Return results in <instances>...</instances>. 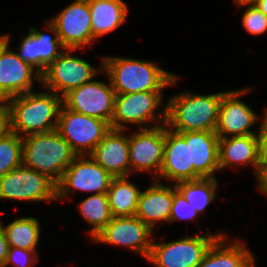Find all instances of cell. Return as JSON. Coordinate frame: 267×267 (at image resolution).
<instances>
[{
	"instance_id": "obj_18",
	"label": "cell",
	"mask_w": 267,
	"mask_h": 267,
	"mask_svg": "<svg viewBox=\"0 0 267 267\" xmlns=\"http://www.w3.org/2000/svg\"><path fill=\"white\" fill-rule=\"evenodd\" d=\"M189 143L194 180L213 178L219 167V137L215 131L178 132Z\"/></svg>"
},
{
	"instance_id": "obj_16",
	"label": "cell",
	"mask_w": 267,
	"mask_h": 267,
	"mask_svg": "<svg viewBox=\"0 0 267 267\" xmlns=\"http://www.w3.org/2000/svg\"><path fill=\"white\" fill-rule=\"evenodd\" d=\"M248 90L250 91V88L227 91L223 94L215 129L219 138H225L227 134L229 136L255 134V131L252 132L249 128L255 124L259 117L248 105L238 99Z\"/></svg>"
},
{
	"instance_id": "obj_35",
	"label": "cell",
	"mask_w": 267,
	"mask_h": 267,
	"mask_svg": "<svg viewBox=\"0 0 267 267\" xmlns=\"http://www.w3.org/2000/svg\"><path fill=\"white\" fill-rule=\"evenodd\" d=\"M9 250V244L4 230L0 225V267H3Z\"/></svg>"
},
{
	"instance_id": "obj_5",
	"label": "cell",
	"mask_w": 267,
	"mask_h": 267,
	"mask_svg": "<svg viewBox=\"0 0 267 267\" xmlns=\"http://www.w3.org/2000/svg\"><path fill=\"white\" fill-rule=\"evenodd\" d=\"M110 129L107 121L61 106L56 130L77 156L85 155V151L90 155Z\"/></svg>"
},
{
	"instance_id": "obj_29",
	"label": "cell",
	"mask_w": 267,
	"mask_h": 267,
	"mask_svg": "<svg viewBox=\"0 0 267 267\" xmlns=\"http://www.w3.org/2000/svg\"><path fill=\"white\" fill-rule=\"evenodd\" d=\"M22 165V137L10 131L0 136V177Z\"/></svg>"
},
{
	"instance_id": "obj_24",
	"label": "cell",
	"mask_w": 267,
	"mask_h": 267,
	"mask_svg": "<svg viewBox=\"0 0 267 267\" xmlns=\"http://www.w3.org/2000/svg\"><path fill=\"white\" fill-rule=\"evenodd\" d=\"M88 5L94 39L110 33L126 20L128 6L123 0H88Z\"/></svg>"
},
{
	"instance_id": "obj_31",
	"label": "cell",
	"mask_w": 267,
	"mask_h": 267,
	"mask_svg": "<svg viewBox=\"0 0 267 267\" xmlns=\"http://www.w3.org/2000/svg\"><path fill=\"white\" fill-rule=\"evenodd\" d=\"M174 187V197L170 212L169 223L178 219H193L199 213L186 201L182 194Z\"/></svg>"
},
{
	"instance_id": "obj_17",
	"label": "cell",
	"mask_w": 267,
	"mask_h": 267,
	"mask_svg": "<svg viewBox=\"0 0 267 267\" xmlns=\"http://www.w3.org/2000/svg\"><path fill=\"white\" fill-rule=\"evenodd\" d=\"M53 31L54 38L50 35L30 28L29 35L23 37L18 56L25 62L36 68L35 78L41 81V74L63 52L64 48L57 35L55 26L49 21L46 26ZM60 48L61 51H57Z\"/></svg>"
},
{
	"instance_id": "obj_15",
	"label": "cell",
	"mask_w": 267,
	"mask_h": 267,
	"mask_svg": "<svg viewBox=\"0 0 267 267\" xmlns=\"http://www.w3.org/2000/svg\"><path fill=\"white\" fill-rule=\"evenodd\" d=\"M0 46V98H10L31 92L35 68L9 50V35Z\"/></svg>"
},
{
	"instance_id": "obj_22",
	"label": "cell",
	"mask_w": 267,
	"mask_h": 267,
	"mask_svg": "<svg viewBox=\"0 0 267 267\" xmlns=\"http://www.w3.org/2000/svg\"><path fill=\"white\" fill-rule=\"evenodd\" d=\"M258 137L257 134L219 138L220 170L238 164L252 165L258 169Z\"/></svg>"
},
{
	"instance_id": "obj_26",
	"label": "cell",
	"mask_w": 267,
	"mask_h": 267,
	"mask_svg": "<svg viewBox=\"0 0 267 267\" xmlns=\"http://www.w3.org/2000/svg\"><path fill=\"white\" fill-rule=\"evenodd\" d=\"M5 232L9 247H17L27 250H36L40 237V224L37 218H19L6 227L1 224Z\"/></svg>"
},
{
	"instance_id": "obj_10",
	"label": "cell",
	"mask_w": 267,
	"mask_h": 267,
	"mask_svg": "<svg viewBox=\"0 0 267 267\" xmlns=\"http://www.w3.org/2000/svg\"><path fill=\"white\" fill-rule=\"evenodd\" d=\"M109 85L91 80L65 94L62 105L83 115L107 121L111 126L116 93L111 82Z\"/></svg>"
},
{
	"instance_id": "obj_6",
	"label": "cell",
	"mask_w": 267,
	"mask_h": 267,
	"mask_svg": "<svg viewBox=\"0 0 267 267\" xmlns=\"http://www.w3.org/2000/svg\"><path fill=\"white\" fill-rule=\"evenodd\" d=\"M224 233L195 235L169 243H152L149 262L157 267H197L213 242Z\"/></svg>"
},
{
	"instance_id": "obj_38",
	"label": "cell",
	"mask_w": 267,
	"mask_h": 267,
	"mask_svg": "<svg viewBox=\"0 0 267 267\" xmlns=\"http://www.w3.org/2000/svg\"><path fill=\"white\" fill-rule=\"evenodd\" d=\"M259 0H236L239 6L255 5Z\"/></svg>"
},
{
	"instance_id": "obj_13",
	"label": "cell",
	"mask_w": 267,
	"mask_h": 267,
	"mask_svg": "<svg viewBox=\"0 0 267 267\" xmlns=\"http://www.w3.org/2000/svg\"><path fill=\"white\" fill-rule=\"evenodd\" d=\"M50 22L55 26L64 49L76 50L94 41L88 0H75Z\"/></svg>"
},
{
	"instance_id": "obj_25",
	"label": "cell",
	"mask_w": 267,
	"mask_h": 267,
	"mask_svg": "<svg viewBox=\"0 0 267 267\" xmlns=\"http://www.w3.org/2000/svg\"><path fill=\"white\" fill-rule=\"evenodd\" d=\"M127 179L128 177H114L106 193L113 217L136 214L141 191Z\"/></svg>"
},
{
	"instance_id": "obj_37",
	"label": "cell",
	"mask_w": 267,
	"mask_h": 267,
	"mask_svg": "<svg viewBox=\"0 0 267 267\" xmlns=\"http://www.w3.org/2000/svg\"><path fill=\"white\" fill-rule=\"evenodd\" d=\"M258 188L262 193L267 195V175L259 182Z\"/></svg>"
},
{
	"instance_id": "obj_8",
	"label": "cell",
	"mask_w": 267,
	"mask_h": 267,
	"mask_svg": "<svg viewBox=\"0 0 267 267\" xmlns=\"http://www.w3.org/2000/svg\"><path fill=\"white\" fill-rule=\"evenodd\" d=\"M70 51L72 49H64L41 74L42 86L58 96L61 93V97L91 81L100 71L89 62L70 55Z\"/></svg>"
},
{
	"instance_id": "obj_28",
	"label": "cell",
	"mask_w": 267,
	"mask_h": 267,
	"mask_svg": "<svg viewBox=\"0 0 267 267\" xmlns=\"http://www.w3.org/2000/svg\"><path fill=\"white\" fill-rule=\"evenodd\" d=\"M79 210L86 221L92 225L90 236L94 239L113 218L107 194H93L79 203Z\"/></svg>"
},
{
	"instance_id": "obj_32",
	"label": "cell",
	"mask_w": 267,
	"mask_h": 267,
	"mask_svg": "<svg viewBox=\"0 0 267 267\" xmlns=\"http://www.w3.org/2000/svg\"><path fill=\"white\" fill-rule=\"evenodd\" d=\"M262 121L260 131H256L259 133L257 135L259 154L256 174L258 176V183L267 175V108Z\"/></svg>"
},
{
	"instance_id": "obj_39",
	"label": "cell",
	"mask_w": 267,
	"mask_h": 267,
	"mask_svg": "<svg viewBox=\"0 0 267 267\" xmlns=\"http://www.w3.org/2000/svg\"><path fill=\"white\" fill-rule=\"evenodd\" d=\"M6 41L5 35L0 36V46Z\"/></svg>"
},
{
	"instance_id": "obj_3",
	"label": "cell",
	"mask_w": 267,
	"mask_h": 267,
	"mask_svg": "<svg viewBox=\"0 0 267 267\" xmlns=\"http://www.w3.org/2000/svg\"><path fill=\"white\" fill-rule=\"evenodd\" d=\"M76 156L56 129L22 137V165L48 176L56 184Z\"/></svg>"
},
{
	"instance_id": "obj_4",
	"label": "cell",
	"mask_w": 267,
	"mask_h": 267,
	"mask_svg": "<svg viewBox=\"0 0 267 267\" xmlns=\"http://www.w3.org/2000/svg\"><path fill=\"white\" fill-rule=\"evenodd\" d=\"M224 93L175 95L166 105L167 128L175 132L215 131Z\"/></svg>"
},
{
	"instance_id": "obj_1",
	"label": "cell",
	"mask_w": 267,
	"mask_h": 267,
	"mask_svg": "<svg viewBox=\"0 0 267 267\" xmlns=\"http://www.w3.org/2000/svg\"><path fill=\"white\" fill-rule=\"evenodd\" d=\"M102 63V69L107 73L116 94L162 91L177 80V76L152 62L122 57H103Z\"/></svg>"
},
{
	"instance_id": "obj_36",
	"label": "cell",
	"mask_w": 267,
	"mask_h": 267,
	"mask_svg": "<svg viewBox=\"0 0 267 267\" xmlns=\"http://www.w3.org/2000/svg\"><path fill=\"white\" fill-rule=\"evenodd\" d=\"M254 6L267 16V0H259Z\"/></svg>"
},
{
	"instance_id": "obj_7",
	"label": "cell",
	"mask_w": 267,
	"mask_h": 267,
	"mask_svg": "<svg viewBox=\"0 0 267 267\" xmlns=\"http://www.w3.org/2000/svg\"><path fill=\"white\" fill-rule=\"evenodd\" d=\"M0 199L54 200L57 184L48 176L21 165L0 177Z\"/></svg>"
},
{
	"instance_id": "obj_23",
	"label": "cell",
	"mask_w": 267,
	"mask_h": 267,
	"mask_svg": "<svg viewBox=\"0 0 267 267\" xmlns=\"http://www.w3.org/2000/svg\"><path fill=\"white\" fill-rule=\"evenodd\" d=\"M225 236L221 234L213 242L197 267H255V258L245 245L237 240L225 247Z\"/></svg>"
},
{
	"instance_id": "obj_14",
	"label": "cell",
	"mask_w": 267,
	"mask_h": 267,
	"mask_svg": "<svg viewBox=\"0 0 267 267\" xmlns=\"http://www.w3.org/2000/svg\"><path fill=\"white\" fill-rule=\"evenodd\" d=\"M152 232L137 216L113 217L93 241L122 245L147 259L153 242L149 240Z\"/></svg>"
},
{
	"instance_id": "obj_20",
	"label": "cell",
	"mask_w": 267,
	"mask_h": 267,
	"mask_svg": "<svg viewBox=\"0 0 267 267\" xmlns=\"http://www.w3.org/2000/svg\"><path fill=\"white\" fill-rule=\"evenodd\" d=\"M159 178L169 182L194 180V168L190 165L189 143L175 131L166 126L163 163Z\"/></svg>"
},
{
	"instance_id": "obj_12",
	"label": "cell",
	"mask_w": 267,
	"mask_h": 267,
	"mask_svg": "<svg viewBox=\"0 0 267 267\" xmlns=\"http://www.w3.org/2000/svg\"><path fill=\"white\" fill-rule=\"evenodd\" d=\"M139 127L140 131L128 137L130 172L150 171L160 173L164 144L166 140V124ZM165 125V126H164Z\"/></svg>"
},
{
	"instance_id": "obj_9",
	"label": "cell",
	"mask_w": 267,
	"mask_h": 267,
	"mask_svg": "<svg viewBox=\"0 0 267 267\" xmlns=\"http://www.w3.org/2000/svg\"><path fill=\"white\" fill-rule=\"evenodd\" d=\"M162 93V91H144L116 94L111 129L125 130L126 123L150 124L151 121H158L157 119L166 124V107L160 114L158 113V116L155 115V109L161 105Z\"/></svg>"
},
{
	"instance_id": "obj_2",
	"label": "cell",
	"mask_w": 267,
	"mask_h": 267,
	"mask_svg": "<svg viewBox=\"0 0 267 267\" xmlns=\"http://www.w3.org/2000/svg\"><path fill=\"white\" fill-rule=\"evenodd\" d=\"M8 102L11 131L19 136L45 133L57 128L62 97L56 93L49 90L41 93L31 91L10 97Z\"/></svg>"
},
{
	"instance_id": "obj_27",
	"label": "cell",
	"mask_w": 267,
	"mask_h": 267,
	"mask_svg": "<svg viewBox=\"0 0 267 267\" xmlns=\"http://www.w3.org/2000/svg\"><path fill=\"white\" fill-rule=\"evenodd\" d=\"M217 185L218 181L213 177L181 181L176 183L175 187L186 201L200 214L217 197L215 195Z\"/></svg>"
},
{
	"instance_id": "obj_21",
	"label": "cell",
	"mask_w": 267,
	"mask_h": 267,
	"mask_svg": "<svg viewBox=\"0 0 267 267\" xmlns=\"http://www.w3.org/2000/svg\"><path fill=\"white\" fill-rule=\"evenodd\" d=\"M173 197V187L156 182L140 193L135 216L153 230L158 220L169 222Z\"/></svg>"
},
{
	"instance_id": "obj_34",
	"label": "cell",
	"mask_w": 267,
	"mask_h": 267,
	"mask_svg": "<svg viewBox=\"0 0 267 267\" xmlns=\"http://www.w3.org/2000/svg\"><path fill=\"white\" fill-rule=\"evenodd\" d=\"M11 131L10 105L8 99L0 98V136Z\"/></svg>"
},
{
	"instance_id": "obj_11",
	"label": "cell",
	"mask_w": 267,
	"mask_h": 267,
	"mask_svg": "<svg viewBox=\"0 0 267 267\" xmlns=\"http://www.w3.org/2000/svg\"><path fill=\"white\" fill-rule=\"evenodd\" d=\"M76 156L57 183V199L68 196L72 189L106 194L114 178L89 155Z\"/></svg>"
},
{
	"instance_id": "obj_19",
	"label": "cell",
	"mask_w": 267,
	"mask_h": 267,
	"mask_svg": "<svg viewBox=\"0 0 267 267\" xmlns=\"http://www.w3.org/2000/svg\"><path fill=\"white\" fill-rule=\"evenodd\" d=\"M123 130L110 129L89 155L113 177L130 174L128 137Z\"/></svg>"
},
{
	"instance_id": "obj_33",
	"label": "cell",
	"mask_w": 267,
	"mask_h": 267,
	"mask_svg": "<svg viewBox=\"0 0 267 267\" xmlns=\"http://www.w3.org/2000/svg\"><path fill=\"white\" fill-rule=\"evenodd\" d=\"M38 252L36 250H27L17 247H9L8 254L3 267L10 263L16 267H31L38 261ZM34 261V262H33Z\"/></svg>"
},
{
	"instance_id": "obj_30",
	"label": "cell",
	"mask_w": 267,
	"mask_h": 267,
	"mask_svg": "<svg viewBox=\"0 0 267 267\" xmlns=\"http://www.w3.org/2000/svg\"><path fill=\"white\" fill-rule=\"evenodd\" d=\"M249 6L243 14V26L246 31L254 35L265 33L267 30V16L254 5Z\"/></svg>"
}]
</instances>
